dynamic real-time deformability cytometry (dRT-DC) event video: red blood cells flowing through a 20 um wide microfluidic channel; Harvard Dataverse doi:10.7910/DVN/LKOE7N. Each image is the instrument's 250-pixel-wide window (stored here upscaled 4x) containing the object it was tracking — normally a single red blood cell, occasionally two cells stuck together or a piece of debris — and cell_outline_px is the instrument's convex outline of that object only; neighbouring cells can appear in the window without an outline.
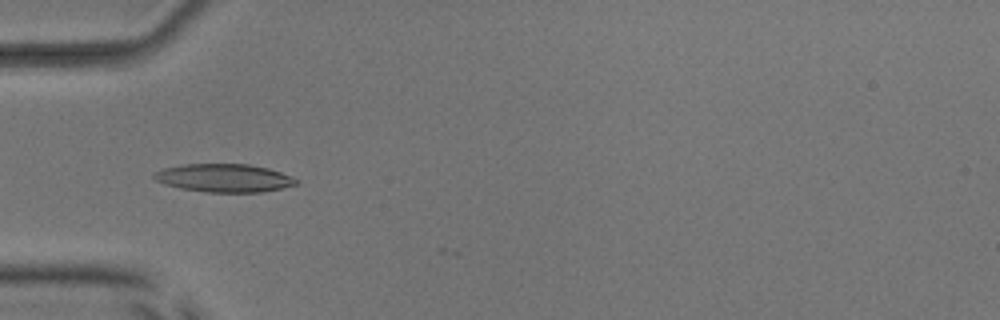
{"species": "common noctule bat (a hibernating species)", "species_latin": "Nyctalus noctula", "temperature_condition": "room temperature", "stored_images_in_passage": 24, "camera_frame_rate_fps": 3000, "um_per_image_px": 0.085, "animal": {"sex": "male", "body_mass_g": 17.9, "forearm_length_mm": 54.2}, "frame": {"image": 1, "passage_image": 2, "time_ms": 0.333, "image_size_px": [1000, 320], "cell_outline_px": [[300, 184], [264, 192], [208, 192], [180, 188], [164, 184], [156, 180], [152, 176], [156, 172], [164, 168], [180, 164], [248, 164], [268, 168], [292, 176], [300, 180]], "centroid_in_image_um": [19.09, 15.13], "position_along_channel_um": 65.9, "area_um2": 23.47}}
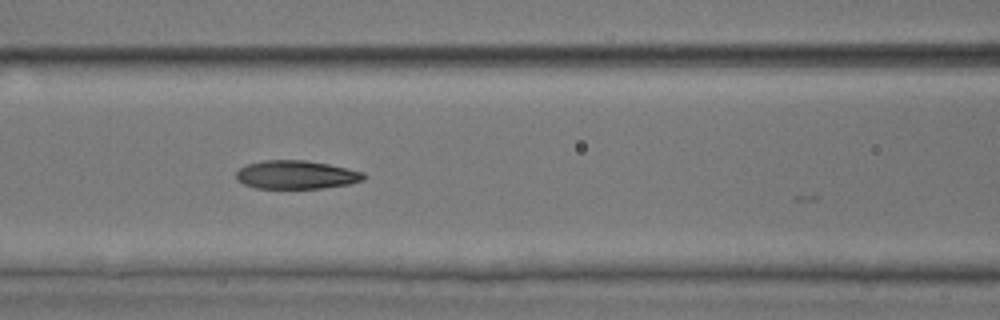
{"frame": {"image": 2, "passage_image": 8, "time_ms": 2.333, "image_size_px": [1000, 320], "cell_outline_px": [[368, 176], [364, 180], [348, 184], [320, 188], [256, 188], [244, 184], [236, 180], [236, 172], [240, 168], [248, 164], [264, 160], [304, 160], [328, 164], [348, 168], [364, 172]], "centroid_in_image_um": [25.2, 14.85], "position_along_channel_um": 141.4, "area_um2": 21.15}}
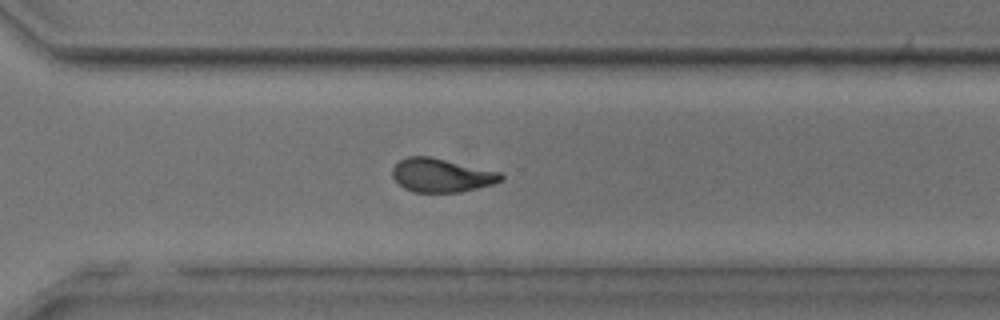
{"frame": {"image": 3, "passage_image": 23, "time_ms": 7.333, "image_size_px": [1000, 320], "cell_outline_px": [[504, 176], [500, 180], [492, 184], [460, 192], [412, 192], [404, 188], [392, 176], [392, 168], [400, 160], [408, 156], [428, 156], [500, 172]], "centroid_in_image_um": [37.49, 14.9], "position_along_channel_um": 333.1, "area_um2": 20.98}}